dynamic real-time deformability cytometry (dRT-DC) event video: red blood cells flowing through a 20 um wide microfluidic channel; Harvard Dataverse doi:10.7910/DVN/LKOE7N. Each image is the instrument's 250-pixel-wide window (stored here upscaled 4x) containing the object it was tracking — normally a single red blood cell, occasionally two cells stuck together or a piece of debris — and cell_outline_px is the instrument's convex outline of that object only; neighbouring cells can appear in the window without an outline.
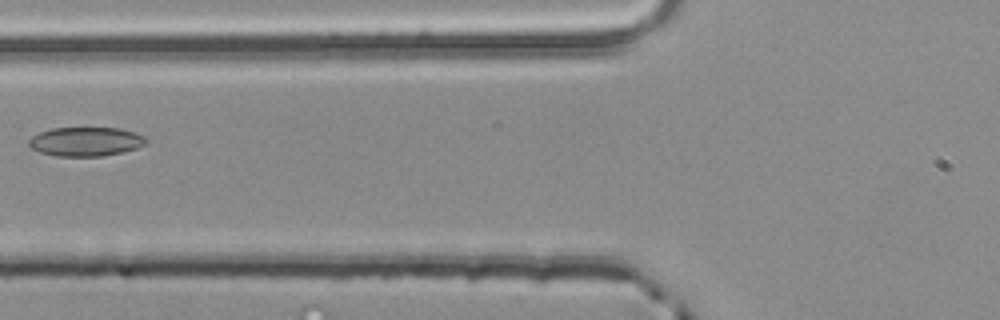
{"species": "common noctule bat (a hibernating species)", "species_latin": "Nyctalus noctula", "temperature_condition": "room temperature", "stored_images_in_passage": 5, "camera_frame_rate_fps": 3000, "um_per_image_px": 0.085, "animal": {"sex": "male", "body_mass_g": 20.4}, "frame": {"image": 1, "passage_image": 5, "time_ms": 1.333, "image_size_px": [1000, 320], "cell_outline_px": [[148, 140], [144, 144], [136, 148], [120, 152], [100, 156], [56, 156], [40, 152], [32, 148], [28, 144], [28, 140], [32, 136], [40, 132], [52, 128], [120, 128], [144, 136]], "centroid_in_image_um": [7.26, 12.03], "position_along_channel_um": 118.5, "area_um2": 19.65}}